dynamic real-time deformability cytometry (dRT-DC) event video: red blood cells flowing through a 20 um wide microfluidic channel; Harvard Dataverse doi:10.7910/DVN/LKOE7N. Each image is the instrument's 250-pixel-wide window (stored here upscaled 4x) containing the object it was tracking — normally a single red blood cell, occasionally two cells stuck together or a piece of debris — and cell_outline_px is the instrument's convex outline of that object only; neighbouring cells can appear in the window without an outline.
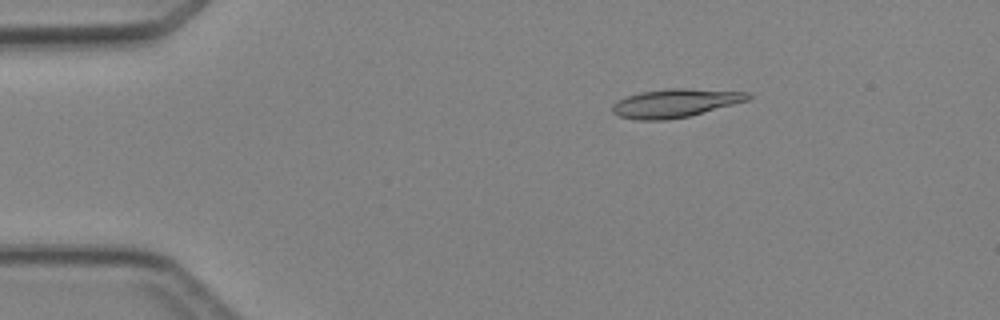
{"species": "Egyptian fruit bat (a non-hibernating species)", "species_latin": "Rousettus aegyptiacus", "temperature_condition": "cold", "stored_images_in_passage": 5, "camera_frame_rate_fps": 3000, "um_per_image_px": 0.085, "animal": {"sex": "female"}, "frame": {"image": 1, "passage_image": 3, "time_ms": 2.333, "image_size_px": [1000, 320], "cell_outline_px": [[752, 96], [748, 100], [688, 116], [664, 120], [636, 120], [620, 116], [612, 112], [612, 104], [616, 100], [640, 92], [668, 88], [688, 88], [752, 92]], "centroid_in_image_um": [57.38, 8.75], "position_along_channel_um": 27.6, "area_um2": 22.48}}